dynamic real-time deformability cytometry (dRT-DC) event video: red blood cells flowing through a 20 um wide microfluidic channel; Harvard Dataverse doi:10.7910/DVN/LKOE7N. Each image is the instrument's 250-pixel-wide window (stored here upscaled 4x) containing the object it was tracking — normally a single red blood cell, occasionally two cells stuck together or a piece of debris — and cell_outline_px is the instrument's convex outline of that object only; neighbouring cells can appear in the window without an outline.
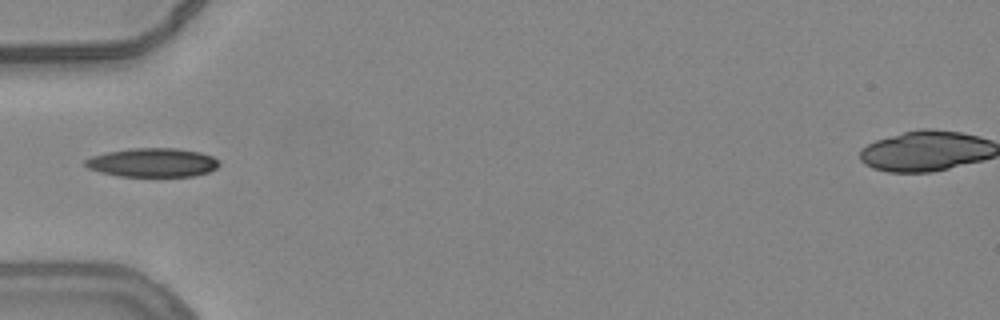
{"species": "common noctule bat (a hibernating species)", "species_latin": "Nyctalus noctula", "temperature_condition": "warm", "stored_images_in_passage": 37, "camera_frame_rate_fps": 3000, "um_per_image_px": 0.085, "animal": {"sex": "female", "body_mass_g": 24.6, "forearm_length_mm": 56.2}, "frame": {"image": 1, "passage_image": 1, "time_ms": 0.0, "image_size_px": [1000, 320], "cell_outline_px": [[220, 164], [216, 168], [208, 172], [192, 176], [120, 176], [100, 172], [88, 168], [84, 164], [84, 160], [92, 156], [108, 152], [128, 148], [176, 148], [200, 152], [212, 156]], "centroid_in_image_um": [12.95, 13.81], "position_along_channel_um": 72.0, "area_um2": 22.43}}